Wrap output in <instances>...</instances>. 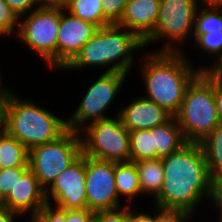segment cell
I'll list each match as a JSON object with an SVG mask.
<instances>
[{"label": "cell", "instance_id": "1", "mask_svg": "<svg viewBox=\"0 0 222 222\" xmlns=\"http://www.w3.org/2000/svg\"><path fill=\"white\" fill-rule=\"evenodd\" d=\"M161 160L164 179L154 199L155 207L184 210L194 215L202 200L209 198L212 203L214 182L200 143L187 142Z\"/></svg>", "mask_w": 222, "mask_h": 222}, {"label": "cell", "instance_id": "2", "mask_svg": "<svg viewBox=\"0 0 222 222\" xmlns=\"http://www.w3.org/2000/svg\"><path fill=\"white\" fill-rule=\"evenodd\" d=\"M181 52H150L141 58L145 98L155 102L173 117L178 113L188 85L201 72Z\"/></svg>", "mask_w": 222, "mask_h": 222}, {"label": "cell", "instance_id": "3", "mask_svg": "<svg viewBox=\"0 0 222 222\" xmlns=\"http://www.w3.org/2000/svg\"><path fill=\"white\" fill-rule=\"evenodd\" d=\"M142 48L144 43L134 32L110 24L99 28L63 70L107 66L106 72L128 74L136 63L133 53Z\"/></svg>", "mask_w": 222, "mask_h": 222}, {"label": "cell", "instance_id": "4", "mask_svg": "<svg viewBox=\"0 0 222 222\" xmlns=\"http://www.w3.org/2000/svg\"><path fill=\"white\" fill-rule=\"evenodd\" d=\"M17 96L11 90L2 104L3 128L28 150L56 140L67 130L65 119Z\"/></svg>", "mask_w": 222, "mask_h": 222}, {"label": "cell", "instance_id": "5", "mask_svg": "<svg viewBox=\"0 0 222 222\" xmlns=\"http://www.w3.org/2000/svg\"><path fill=\"white\" fill-rule=\"evenodd\" d=\"M186 142L200 143L219 124L215 105V72H200L186 88L174 116Z\"/></svg>", "mask_w": 222, "mask_h": 222}, {"label": "cell", "instance_id": "6", "mask_svg": "<svg viewBox=\"0 0 222 222\" xmlns=\"http://www.w3.org/2000/svg\"><path fill=\"white\" fill-rule=\"evenodd\" d=\"M60 25V7L44 3L24 18H19L18 40L32 49L44 64L57 70V37ZM23 41V42H22Z\"/></svg>", "mask_w": 222, "mask_h": 222}, {"label": "cell", "instance_id": "7", "mask_svg": "<svg viewBox=\"0 0 222 222\" xmlns=\"http://www.w3.org/2000/svg\"><path fill=\"white\" fill-rule=\"evenodd\" d=\"M79 134L82 154L100 160L130 161L129 130L122 125L118 114L86 125Z\"/></svg>", "mask_w": 222, "mask_h": 222}, {"label": "cell", "instance_id": "8", "mask_svg": "<svg viewBox=\"0 0 222 222\" xmlns=\"http://www.w3.org/2000/svg\"><path fill=\"white\" fill-rule=\"evenodd\" d=\"M82 154L79 132L67 129L52 142L29 150V169L46 190L57 176Z\"/></svg>", "mask_w": 222, "mask_h": 222}, {"label": "cell", "instance_id": "9", "mask_svg": "<svg viewBox=\"0 0 222 222\" xmlns=\"http://www.w3.org/2000/svg\"><path fill=\"white\" fill-rule=\"evenodd\" d=\"M197 9L194 0H160L157 23L154 31L143 41L144 47L164 39L167 42L155 52H181L180 46L174 47L173 44L185 43L193 34Z\"/></svg>", "mask_w": 222, "mask_h": 222}, {"label": "cell", "instance_id": "10", "mask_svg": "<svg viewBox=\"0 0 222 222\" xmlns=\"http://www.w3.org/2000/svg\"><path fill=\"white\" fill-rule=\"evenodd\" d=\"M127 75L117 71L103 72L89 86L80 104L66 119L67 129L79 132L92 122L108 118L109 116H106L105 112L110 104H113L112 102L122 88L123 82L125 83Z\"/></svg>", "mask_w": 222, "mask_h": 222}, {"label": "cell", "instance_id": "11", "mask_svg": "<svg viewBox=\"0 0 222 222\" xmlns=\"http://www.w3.org/2000/svg\"><path fill=\"white\" fill-rule=\"evenodd\" d=\"M87 209L93 212L120 207L115 184V161L85 155Z\"/></svg>", "mask_w": 222, "mask_h": 222}, {"label": "cell", "instance_id": "12", "mask_svg": "<svg viewBox=\"0 0 222 222\" xmlns=\"http://www.w3.org/2000/svg\"><path fill=\"white\" fill-rule=\"evenodd\" d=\"M85 179V155L81 154L45 190L47 203L61 209H86Z\"/></svg>", "mask_w": 222, "mask_h": 222}, {"label": "cell", "instance_id": "13", "mask_svg": "<svg viewBox=\"0 0 222 222\" xmlns=\"http://www.w3.org/2000/svg\"><path fill=\"white\" fill-rule=\"evenodd\" d=\"M98 29L96 25L77 18L60 7L57 70H63Z\"/></svg>", "mask_w": 222, "mask_h": 222}, {"label": "cell", "instance_id": "14", "mask_svg": "<svg viewBox=\"0 0 222 222\" xmlns=\"http://www.w3.org/2000/svg\"><path fill=\"white\" fill-rule=\"evenodd\" d=\"M6 208L22 215L30 214V220L47 203L45 189L40 185L35 174L28 169L19 179L8 196L4 199ZM31 212V213H29Z\"/></svg>", "mask_w": 222, "mask_h": 222}, {"label": "cell", "instance_id": "15", "mask_svg": "<svg viewBox=\"0 0 222 222\" xmlns=\"http://www.w3.org/2000/svg\"><path fill=\"white\" fill-rule=\"evenodd\" d=\"M120 121L129 131L152 129L168 122L173 116L155 102L140 96L117 111Z\"/></svg>", "mask_w": 222, "mask_h": 222}, {"label": "cell", "instance_id": "16", "mask_svg": "<svg viewBox=\"0 0 222 222\" xmlns=\"http://www.w3.org/2000/svg\"><path fill=\"white\" fill-rule=\"evenodd\" d=\"M159 6L160 0H129L117 25L134 32L144 41L154 31Z\"/></svg>", "mask_w": 222, "mask_h": 222}, {"label": "cell", "instance_id": "17", "mask_svg": "<svg viewBox=\"0 0 222 222\" xmlns=\"http://www.w3.org/2000/svg\"><path fill=\"white\" fill-rule=\"evenodd\" d=\"M150 132L153 134L155 159L164 158L178 151L187 143L175 117H172L163 125L150 129Z\"/></svg>", "mask_w": 222, "mask_h": 222}, {"label": "cell", "instance_id": "18", "mask_svg": "<svg viewBox=\"0 0 222 222\" xmlns=\"http://www.w3.org/2000/svg\"><path fill=\"white\" fill-rule=\"evenodd\" d=\"M138 170V179L141 192L153 195L155 199L163 184V165L161 158L134 162Z\"/></svg>", "mask_w": 222, "mask_h": 222}, {"label": "cell", "instance_id": "19", "mask_svg": "<svg viewBox=\"0 0 222 222\" xmlns=\"http://www.w3.org/2000/svg\"><path fill=\"white\" fill-rule=\"evenodd\" d=\"M29 150L5 130L0 133V169L29 167Z\"/></svg>", "mask_w": 222, "mask_h": 222}, {"label": "cell", "instance_id": "20", "mask_svg": "<svg viewBox=\"0 0 222 222\" xmlns=\"http://www.w3.org/2000/svg\"><path fill=\"white\" fill-rule=\"evenodd\" d=\"M213 182L222 178V124H218L211 133L200 142Z\"/></svg>", "mask_w": 222, "mask_h": 222}, {"label": "cell", "instance_id": "21", "mask_svg": "<svg viewBox=\"0 0 222 222\" xmlns=\"http://www.w3.org/2000/svg\"><path fill=\"white\" fill-rule=\"evenodd\" d=\"M115 184L119 199L125 196L130 205L135 196L142 194L134 162H115Z\"/></svg>", "mask_w": 222, "mask_h": 222}, {"label": "cell", "instance_id": "22", "mask_svg": "<svg viewBox=\"0 0 222 222\" xmlns=\"http://www.w3.org/2000/svg\"><path fill=\"white\" fill-rule=\"evenodd\" d=\"M194 37V47L201 48L205 54L213 56V64L208 67L200 68L201 72H222V31L210 32L206 34H192Z\"/></svg>", "mask_w": 222, "mask_h": 222}, {"label": "cell", "instance_id": "23", "mask_svg": "<svg viewBox=\"0 0 222 222\" xmlns=\"http://www.w3.org/2000/svg\"><path fill=\"white\" fill-rule=\"evenodd\" d=\"M101 5V0H72L64 9L75 17L101 28L110 25L103 18Z\"/></svg>", "mask_w": 222, "mask_h": 222}, {"label": "cell", "instance_id": "24", "mask_svg": "<svg viewBox=\"0 0 222 222\" xmlns=\"http://www.w3.org/2000/svg\"><path fill=\"white\" fill-rule=\"evenodd\" d=\"M130 135V162L155 159L153 148V134L150 129L129 131Z\"/></svg>", "mask_w": 222, "mask_h": 222}, {"label": "cell", "instance_id": "25", "mask_svg": "<svg viewBox=\"0 0 222 222\" xmlns=\"http://www.w3.org/2000/svg\"><path fill=\"white\" fill-rule=\"evenodd\" d=\"M222 31V8L198 7L193 34H206Z\"/></svg>", "mask_w": 222, "mask_h": 222}, {"label": "cell", "instance_id": "26", "mask_svg": "<svg viewBox=\"0 0 222 222\" xmlns=\"http://www.w3.org/2000/svg\"><path fill=\"white\" fill-rule=\"evenodd\" d=\"M18 29H19L18 16L11 10V8L8 6L5 0H0V32L5 37L6 36L8 37L11 36V34L16 35Z\"/></svg>", "mask_w": 222, "mask_h": 222}, {"label": "cell", "instance_id": "27", "mask_svg": "<svg viewBox=\"0 0 222 222\" xmlns=\"http://www.w3.org/2000/svg\"><path fill=\"white\" fill-rule=\"evenodd\" d=\"M29 167H16L8 169H0V194L5 199L11 189Z\"/></svg>", "mask_w": 222, "mask_h": 222}, {"label": "cell", "instance_id": "28", "mask_svg": "<svg viewBox=\"0 0 222 222\" xmlns=\"http://www.w3.org/2000/svg\"><path fill=\"white\" fill-rule=\"evenodd\" d=\"M129 0H101L103 18L109 24H117L124 12Z\"/></svg>", "mask_w": 222, "mask_h": 222}, {"label": "cell", "instance_id": "29", "mask_svg": "<svg viewBox=\"0 0 222 222\" xmlns=\"http://www.w3.org/2000/svg\"><path fill=\"white\" fill-rule=\"evenodd\" d=\"M129 203L123 207L99 210L94 212V222H128Z\"/></svg>", "mask_w": 222, "mask_h": 222}, {"label": "cell", "instance_id": "30", "mask_svg": "<svg viewBox=\"0 0 222 222\" xmlns=\"http://www.w3.org/2000/svg\"><path fill=\"white\" fill-rule=\"evenodd\" d=\"M32 222H66V209L46 203L31 219Z\"/></svg>", "mask_w": 222, "mask_h": 222}, {"label": "cell", "instance_id": "31", "mask_svg": "<svg viewBox=\"0 0 222 222\" xmlns=\"http://www.w3.org/2000/svg\"><path fill=\"white\" fill-rule=\"evenodd\" d=\"M155 208V222H190L193 219V215L184 210Z\"/></svg>", "mask_w": 222, "mask_h": 222}, {"label": "cell", "instance_id": "32", "mask_svg": "<svg viewBox=\"0 0 222 222\" xmlns=\"http://www.w3.org/2000/svg\"><path fill=\"white\" fill-rule=\"evenodd\" d=\"M5 2L18 18H22L27 13L29 14L32 10L42 6L45 0H5Z\"/></svg>", "mask_w": 222, "mask_h": 222}, {"label": "cell", "instance_id": "33", "mask_svg": "<svg viewBox=\"0 0 222 222\" xmlns=\"http://www.w3.org/2000/svg\"><path fill=\"white\" fill-rule=\"evenodd\" d=\"M66 222H94V212L86 209H66Z\"/></svg>", "mask_w": 222, "mask_h": 222}, {"label": "cell", "instance_id": "34", "mask_svg": "<svg viewBox=\"0 0 222 222\" xmlns=\"http://www.w3.org/2000/svg\"><path fill=\"white\" fill-rule=\"evenodd\" d=\"M215 105L219 124H222V72H215Z\"/></svg>", "mask_w": 222, "mask_h": 222}, {"label": "cell", "instance_id": "35", "mask_svg": "<svg viewBox=\"0 0 222 222\" xmlns=\"http://www.w3.org/2000/svg\"><path fill=\"white\" fill-rule=\"evenodd\" d=\"M129 204V220L128 222H155V213L152 216L150 213L136 212L130 208Z\"/></svg>", "mask_w": 222, "mask_h": 222}, {"label": "cell", "instance_id": "36", "mask_svg": "<svg viewBox=\"0 0 222 222\" xmlns=\"http://www.w3.org/2000/svg\"><path fill=\"white\" fill-rule=\"evenodd\" d=\"M214 203V205H213ZM212 206L222 212V178L214 182Z\"/></svg>", "mask_w": 222, "mask_h": 222}, {"label": "cell", "instance_id": "37", "mask_svg": "<svg viewBox=\"0 0 222 222\" xmlns=\"http://www.w3.org/2000/svg\"><path fill=\"white\" fill-rule=\"evenodd\" d=\"M17 216L21 217L19 213L12 211L8 208L0 210V222H15Z\"/></svg>", "mask_w": 222, "mask_h": 222}, {"label": "cell", "instance_id": "38", "mask_svg": "<svg viewBox=\"0 0 222 222\" xmlns=\"http://www.w3.org/2000/svg\"><path fill=\"white\" fill-rule=\"evenodd\" d=\"M195 1V3H196V5H197V7H202L203 6V8H222V0H200V1H202V6H200L199 4H200V2H199V0H194ZM199 3V4H198Z\"/></svg>", "mask_w": 222, "mask_h": 222}, {"label": "cell", "instance_id": "39", "mask_svg": "<svg viewBox=\"0 0 222 222\" xmlns=\"http://www.w3.org/2000/svg\"><path fill=\"white\" fill-rule=\"evenodd\" d=\"M1 74V73H0ZM2 78L0 76V104H3V102L6 100L9 92L11 91V89H5L6 86H3V82L1 81Z\"/></svg>", "mask_w": 222, "mask_h": 222}, {"label": "cell", "instance_id": "40", "mask_svg": "<svg viewBox=\"0 0 222 222\" xmlns=\"http://www.w3.org/2000/svg\"><path fill=\"white\" fill-rule=\"evenodd\" d=\"M72 0H45L46 4L64 8Z\"/></svg>", "mask_w": 222, "mask_h": 222}, {"label": "cell", "instance_id": "41", "mask_svg": "<svg viewBox=\"0 0 222 222\" xmlns=\"http://www.w3.org/2000/svg\"><path fill=\"white\" fill-rule=\"evenodd\" d=\"M4 130L3 128V110L2 104H0V133Z\"/></svg>", "mask_w": 222, "mask_h": 222}, {"label": "cell", "instance_id": "42", "mask_svg": "<svg viewBox=\"0 0 222 222\" xmlns=\"http://www.w3.org/2000/svg\"><path fill=\"white\" fill-rule=\"evenodd\" d=\"M6 208L5 203H4V198L0 194V210Z\"/></svg>", "mask_w": 222, "mask_h": 222}, {"label": "cell", "instance_id": "43", "mask_svg": "<svg viewBox=\"0 0 222 222\" xmlns=\"http://www.w3.org/2000/svg\"><path fill=\"white\" fill-rule=\"evenodd\" d=\"M220 213H219V222H222V212L221 211H219Z\"/></svg>", "mask_w": 222, "mask_h": 222}]
</instances>
